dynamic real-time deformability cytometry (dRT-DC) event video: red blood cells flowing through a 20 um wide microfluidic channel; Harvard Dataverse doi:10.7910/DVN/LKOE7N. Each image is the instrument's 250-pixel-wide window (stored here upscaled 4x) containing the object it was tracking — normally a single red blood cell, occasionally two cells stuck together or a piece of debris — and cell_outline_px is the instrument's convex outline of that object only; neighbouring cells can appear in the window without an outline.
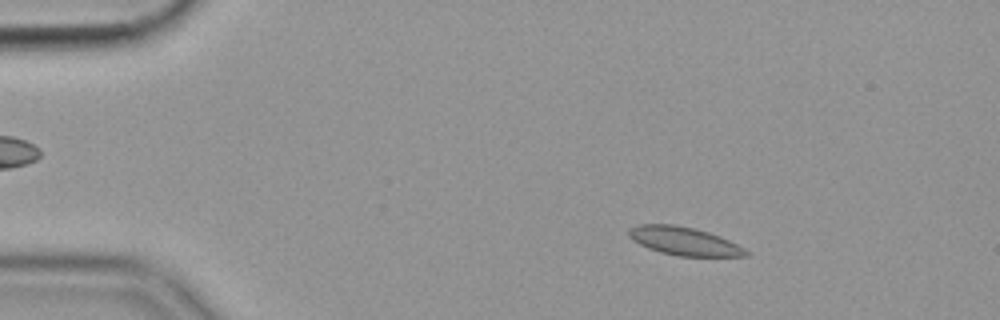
{"species": "common noctule bat (a hibernating species)", "species_latin": "Nyctalus noctula", "temperature_condition": "cold", "stored_images_in_passage": 57, "camera_frame_rate_fps": 3000, "um_per_image_px": 0.085, "animal": {"sex": "female", "body_mass_g": 19.9}, "frame": {"image": 1, "passage_image": 9, "time_ms": 2.667, "image_size_px": [1000, 320], "cell_outline_px": [[748, 256], [676, 256], [660, 252], [648, 248], [632, 240], [628, 236], [628, 228], [636, 224], [672, 224], [692, 228], [708, 232], [720, 236], [744, 248], [748, 252]], "centroid_in_image_um": [58.09, 20.49], "position_along_channel_um": 26.9, "area_um2": 19.25}}
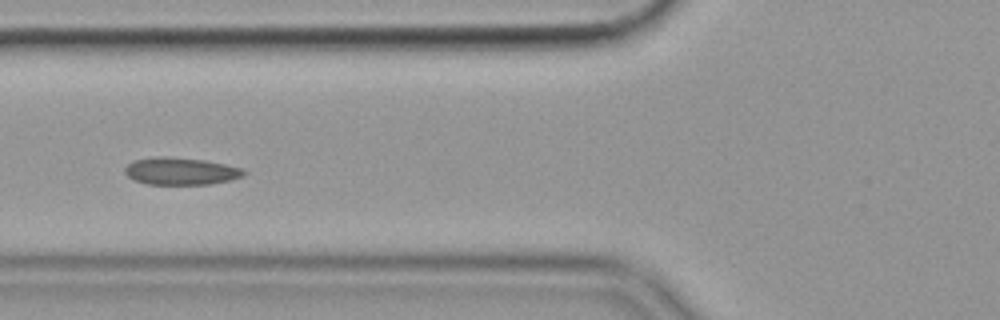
{"frame": {"image": 2, "passage_image": 22, "time_ms": 7.0, "image_size_px": [1000, 320], "cell_outline_px": [[248, 172], [244, 176], [232, 180], [212, 184], [148, 184], [132, 180], [124, 172], [124, 168], [132, 160], [156, 156], [164, 156], [204, 160], [244, 168]], "centroid_in_image_um": [15.38, 14.55], "position_along_channel_um": 110.4, "area_um2": 19.19}}
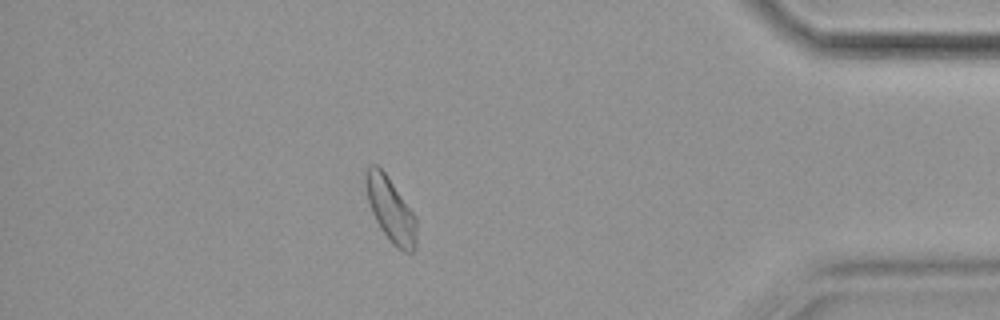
{"frame": {"image": 3, "passage_image": 50, "time_ms": 16.333, "image_size_px": [1000, 320], "cell_outline_px": [[416, 248], [412, 252], [404, 252], [396, 248], [392, 244], [380, 228], [372, 212], [368, 200], [364, 180], [364, 176], [368, 164], [376, 164], [388, 176], [416, 216]], "centroid_in_image_um": [33.2, 17.81], "position_along_channel_um": 402.0, "area_um2": 19.19}, "authors_computed_cell_mechanics": {"area_um2": 18.8428, "velocity_mm_per_s": 3.5283, "shape_relaxation_time_tau1_ms": 2.4417, "shape_relaxation_time_tau2_ms": 2.6374, "deformation_change_tau1": 0.0831, "deformation_change_tau2": 0.0794}}